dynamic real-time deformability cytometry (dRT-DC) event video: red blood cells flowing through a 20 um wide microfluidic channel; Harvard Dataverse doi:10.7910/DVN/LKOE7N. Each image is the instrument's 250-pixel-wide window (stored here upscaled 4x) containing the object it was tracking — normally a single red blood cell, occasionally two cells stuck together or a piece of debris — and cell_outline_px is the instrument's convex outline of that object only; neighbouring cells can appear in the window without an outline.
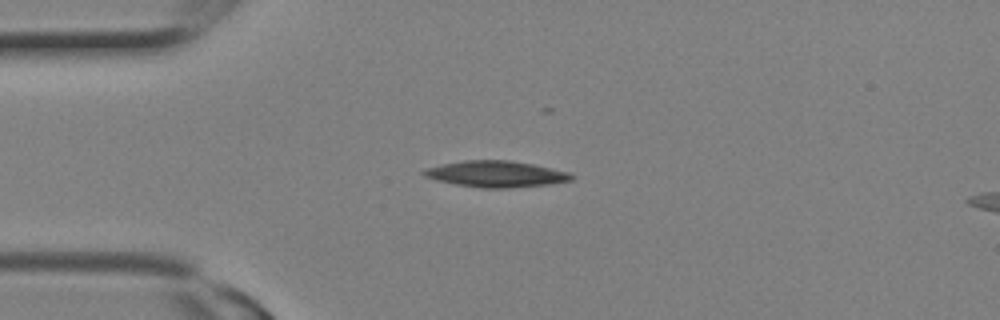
{"species": "Egyptian fruit bat (a non-hibernating species)", "species_latin": "Rousettus aegyptiacus", "temperature_condition": "room temperature", "stored_images_in_passage": 23, "camera_frame_rate_fps": 3000, "um_per_image_px": 0.085, "animal": {"sex": "female"}, "frame": {"image": 1, "passage_image": 5, "time_ms": 1.333, "image_size_px": [1000, 320], "cell_outline_px": [[576, 176], [572, 180], [552, 184], [508, 188], [480, 188], [456, 184], [436, 180], [424, 176], [420, 172], [424, 168], [464, 160], [508, 160], [532, 164], [568, 172]], "centroid_in_image_um": [42.15, 14.8], "position_along_channel_um": 42.8, "area_um2": 22.6}}
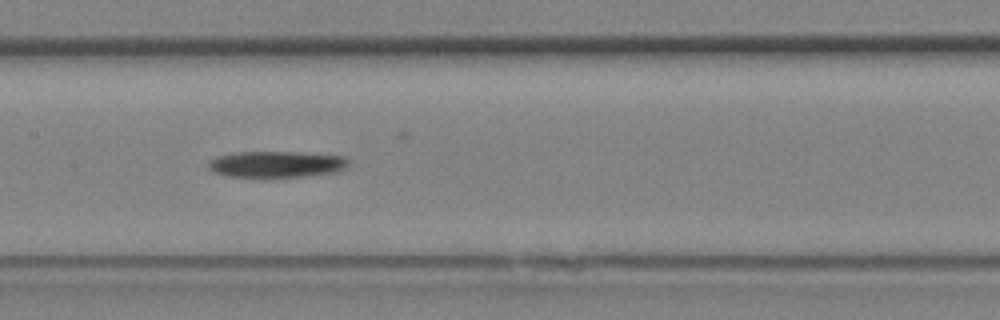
{"frame": {"image": 2, "passage_image": 11, "time_ms": 3.333, "image_size_px": [1000, 320], "cell_outline_px": [[352, 164], [348, 168], [340, 172], [304, 176], [228, 176], [212, 172], [208, 168], [208, 160], [216, 156], [236, 152], [296, 152], [348, 156], [352, 160]], "centroid_in_image_um": [23.6, 13.94], "position_along_channel_um": 183.8, "area_um2": 21.85}}
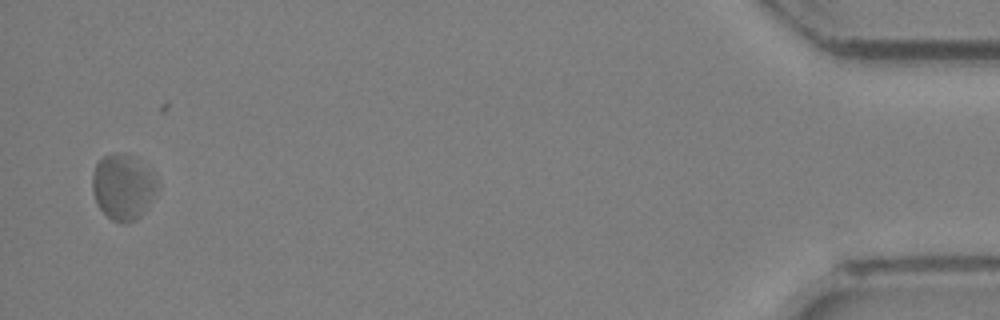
{"frame": {"image": 3, "passage_image": 23, "time_ms": 7.333, "image_size_px": [1000, 320], "cell_outline_px": [[160, 188], [140, 216], [132, 220], [120, 224], [112, 220], [96, 204], [92, 192], [92, 172], [96, 164], [104, 156], [112, 152], [120, 152], [152, 168], [160, 184]], "centroid_in_image_um": [10.47, 15.87], "position_along_channel_um": 424.7, "area_um2": 25.14}}